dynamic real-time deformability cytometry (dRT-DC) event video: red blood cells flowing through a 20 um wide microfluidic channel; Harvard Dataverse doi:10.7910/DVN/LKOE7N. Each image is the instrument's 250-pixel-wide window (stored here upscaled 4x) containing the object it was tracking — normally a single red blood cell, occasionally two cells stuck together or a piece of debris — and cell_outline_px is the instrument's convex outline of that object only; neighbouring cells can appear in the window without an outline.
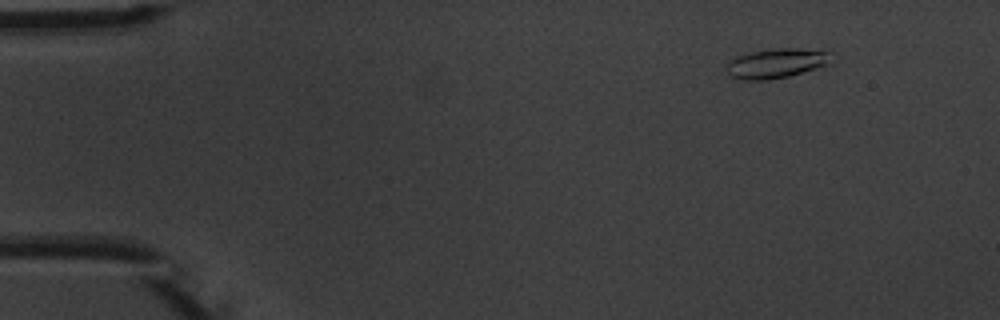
{"species": "common noctule bat (a hibernating species)", "species_latin": "Nyctalus noctula", "temperature_condition": "warm", "stored_images_in_passage": 6, "camera_frame_rate_fps": 3000, "um_per_image_px": 0.085, "animal": {"sex": "male", "body_mass_g": 20.1, "forearm_length_mm": 53.5}, "frame": {"image": 1, "passage_image": 2, "time_ms": 1.0, "image_size_px": [1000, 320], "cell_outline_px": [[832, 64], [788, 76], [768, 80], [736, 80], [728, 72], [728, 64], [736, 56], [752, 52], [776, 48], [828, 48], [832, 52]], "centroid_in_image_um": [66.14, 5.35], "position_along_channel_um": 18.9, "area_um2": 18.55}}